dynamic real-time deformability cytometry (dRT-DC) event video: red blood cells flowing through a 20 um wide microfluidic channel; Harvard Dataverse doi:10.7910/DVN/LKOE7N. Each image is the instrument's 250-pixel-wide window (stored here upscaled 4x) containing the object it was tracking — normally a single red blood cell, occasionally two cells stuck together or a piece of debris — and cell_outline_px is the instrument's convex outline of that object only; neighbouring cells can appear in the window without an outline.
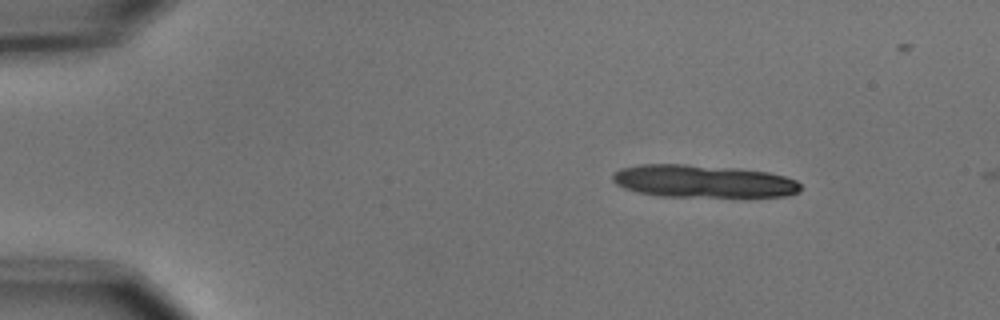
{"species": "common noctule bat (a hibernating species)", "species_latin": "Nyctalus noctula", "temperature_condition": "cold", "stored_images_in_passage": 8, "camera_frame_rate_fps": 3000, "um_per_image_px": 0.085, "animal": {"sex": "male", "body_mass_g": 15.6}, "frame": {"image": 1, "passage_image": 7, "time_ms": 2.0, "image_size_px": [1000, 320], "cell_outline_px": [[804, 188], [800, 192], [788, 196], [660, 196], [640, 192], [624, 188], [616, 184], [612, 180], [612, 172], [620, 168], [640, 164], [684, 164], [736, 168], [768, 172], [784, 176], [796, 180]], "centroid_in_image_um": [59.77, 15.4], "position_along_channel_um": 25.2, "area_um2": 35.78}}